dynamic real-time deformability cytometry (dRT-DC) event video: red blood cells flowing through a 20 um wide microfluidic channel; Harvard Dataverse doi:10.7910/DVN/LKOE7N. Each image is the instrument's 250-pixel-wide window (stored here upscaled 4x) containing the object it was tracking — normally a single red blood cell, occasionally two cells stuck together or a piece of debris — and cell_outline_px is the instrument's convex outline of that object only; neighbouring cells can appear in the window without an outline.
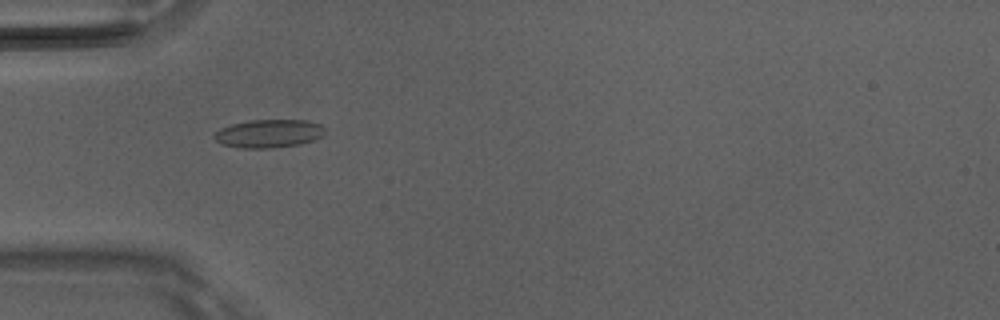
{"species": "Egyptian fruit bat (a non-hibernating species)", "species_latin": "Rousettus aegyptiacus", "temperature_condition": "room temperature", "stored_images_in_passage": 5, "camera_frame_rate_fps": 3000, "um_per_image_px": 0.085, "animal": {"sex": "male"}, "frame": {"image": 1, "passage_image": 1, "time_ms": 0.0, "image_size_px": [1000, 320], "cell_outline_px": [[324, 136], [316, 140], [300, 144], [272, 148], [240, 148], [220, 144], [212, 136], [220, 128], [232, 124], [248, 120], [308, 120], [320, 124], [324, 128]], "centroid_in_image_um": [22.86, 11.35], "position_along_channel_um": 62.1, "area_um2": 18.44}}